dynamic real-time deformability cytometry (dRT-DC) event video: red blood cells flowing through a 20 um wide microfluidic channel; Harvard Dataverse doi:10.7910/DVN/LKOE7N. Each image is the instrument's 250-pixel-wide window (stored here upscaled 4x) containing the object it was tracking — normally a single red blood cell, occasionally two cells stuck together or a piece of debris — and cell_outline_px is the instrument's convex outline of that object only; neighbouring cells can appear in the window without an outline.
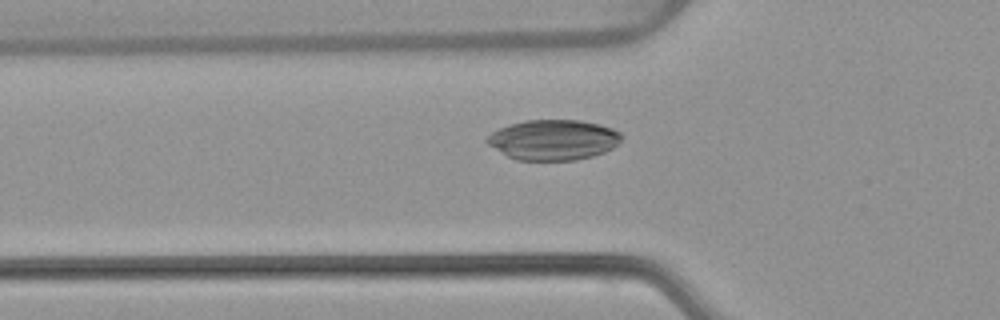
{"species": "common noctule bat (a hibernating species)", "species_latin": "Nyctalus noctula", "temperature_condition": "warm", "stored_images_in_passage": 53, "camera_frame_rate_fps": 3000, "um_per_image_px": 0.085, "animal": {"sex": "female", "body_mass_g": 22.7, "forearm_length_mm": 54.2}, "frame": {"image": 1, "passage_image": 18, "time_ms": 5.667, "image_size_px": [1000, 320], "cell_outline_px": [[624, 136], [612, 148], [604, 152], [592, 156], [576, 160], [516, 160], [508, 156], [488, 144], [484, 140], [492, 132], [508, 124], [524, 120], [580, 120], [600, 124], [612, 128], [620, 132]], "centroid_in_image_um": [47.04, 11.88], "position_along_channel_um": 78.8, "area_um2": 31.62}}
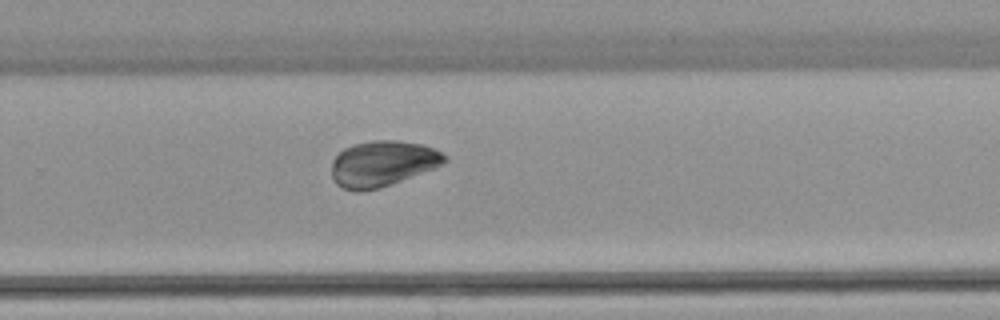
{"frame": {"image": 2, "passage_image": 35, "time_ms": 11.333, "image_size_px": [1000, 320], "cell_outline_px": [[448, 160], [432, 168], [380, 188], [360, 192], [356, 192], [344, 188], [336, 184], [332, 180], [332, 160], [344, 148], [352, 144], [372, 140], [396, 140], [420, 144], [432, 148], [448, 156]], "centroid_in_image_um": [32.46, 13.9], "position_along_channel_um": 297.3, "area_um2": 29.88}}
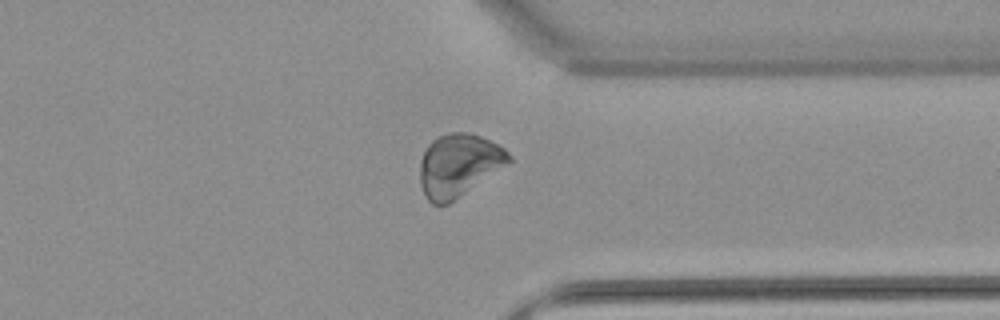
{"frame": {"image": 3, "passage_image": 41, "time_ms": 13.333, "image_size_px": [1000, 320], "cell_outline_px": [[512, 160], [508, 164], [448, 204], [432, 204], [424, 196], [420, 184], [420, 160], [428, 144], [436, 136], [452, 132], [468, 132], [480, 136], [504, 148], [512, 156]], "centroid_in_image_um": [38.96, 14.04], "position_along_channel_um": 372.4, "area_um2": 32.43}}